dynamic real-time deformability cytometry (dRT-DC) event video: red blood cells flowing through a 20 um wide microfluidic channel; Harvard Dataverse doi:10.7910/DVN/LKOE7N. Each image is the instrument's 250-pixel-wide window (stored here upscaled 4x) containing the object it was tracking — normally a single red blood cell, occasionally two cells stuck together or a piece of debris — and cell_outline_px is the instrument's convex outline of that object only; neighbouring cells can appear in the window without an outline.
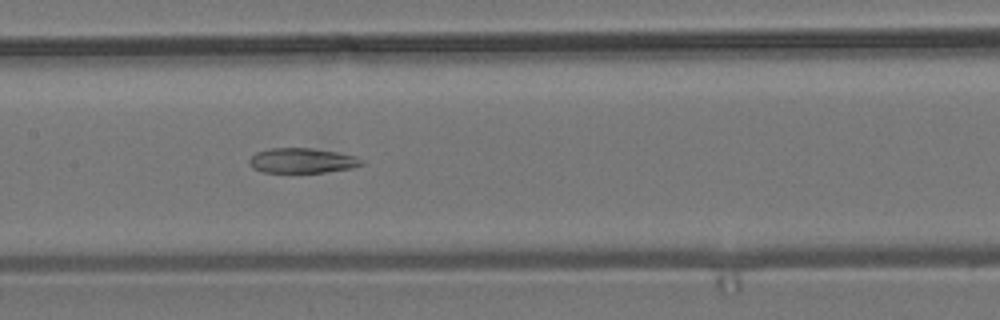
{"species": "common noctule bat (a hibernating species)", "species_latin": "Nyctalus noctula", "temperature_condition": "room temperature", "stored_images_in_passage": 41, "camera_frame_rate_fps": 3000, "um_per_image_px": 0.085, "animal": {"sex": "male", "body_mass_g": 19.2, "forearm_length_mm": 51.8}, "frame": {"image": 1, "passage_image": 19, "time_ms": 6.0, "image_size_px": [1000, 320], "cell_outline_px": [[364, 164], [352, 168], [324, 172], [264, 172], [252, 168], [248, 164], [248, 160], [256, 152], [272, 148], [308, 148], [336, 152], [356, 156], [364, 160]], "centroid_in_image_um": [25.68, 13.65], "position_along_channel_um": 181.7, "area_um2": 16.3}}
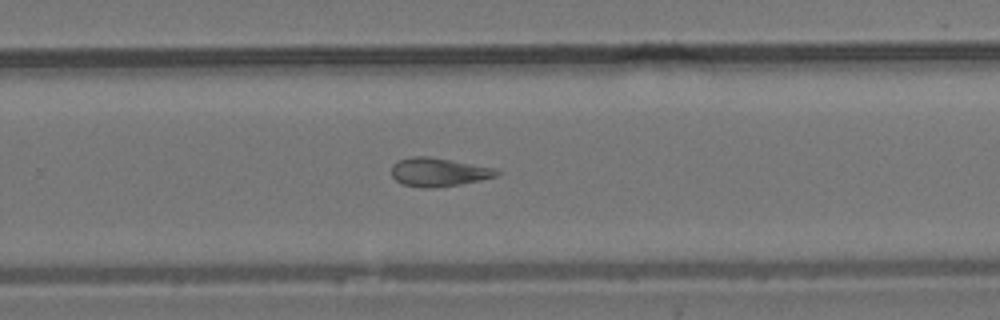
{"frame": {"image": 2, "passage_image": 28, "time_ms": 9.0, "image_size_px": [1000, 320], "cell_outline_px": [[500, 172], [496, 176], [480, 180], [460, 184], [436, 188], [424, 188], [404, 184], [396, 180], [392, 176], [392, 164], [396, 160], [412, 156], [428, 156], [496, 168]], "centroid_in_image_um": [37.25, 14.62], "position_along_channel_um": 292.5, "area_um2": 17.51}}
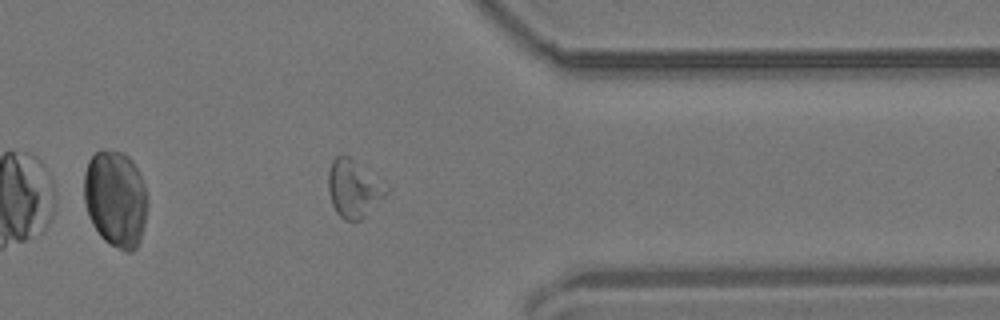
{"frame": {"image": 3, "passage_image": 36, "time_ms": 11.667, "image_size_px": [1000, 320], "cell_outline_px": [[388, 192], [360, 220], [344, 220], [336, 212], [332, 204], [328, 192], [328, 172], [332, 160], [336, 156], [348, 156], [388, 188]], "centroid_in_image_um": [30.0, 16.05], "position_along_channel_um": 381.4, "area_um2": 18.73}, "authors_computed_cell_mechanics": {"area_um2": 18.7272, "velocity_mm_per_s": 3.7078, "shape_relaxation_time_tau1_ms": null, "shape_relaxation_time_tau2_ms": 4.4669, "deformation_change_tau1": null, "deformation_change_tau2": 0.1398}}